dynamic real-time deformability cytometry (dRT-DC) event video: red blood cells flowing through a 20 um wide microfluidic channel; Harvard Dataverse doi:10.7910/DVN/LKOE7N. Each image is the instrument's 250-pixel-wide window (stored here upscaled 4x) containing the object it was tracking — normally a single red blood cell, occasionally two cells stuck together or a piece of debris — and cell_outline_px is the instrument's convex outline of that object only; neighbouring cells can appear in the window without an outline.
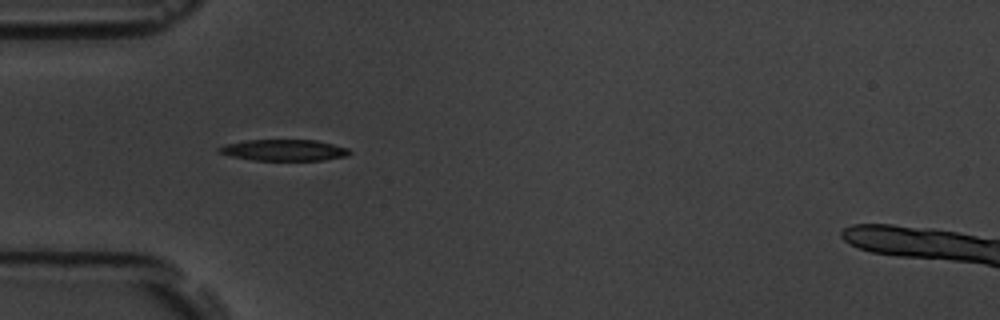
{"species": "common noctule bat (a hibernating species)", "species_latin": "Nyctalus noctula", "temperature_condition": "room temperature", "stored_images_in_passage": 6, "camera_frame_rate_fps": 3000, "um_per_image_px": 0.085, "animal": {"sex": "male", "body_mass_g": 19.5, "forearm_length_mm": 54.6}, "frame": {"image": 1, "passage_image": 5, "time_ms": 4.667, "image_size_px": [1000, 320], "cell_outline_px": [[352, 152], [348, 156], [324, 160], [252, 160], [232, 156], [216, 152], [216, 148], [224, 144], [244, 140], [316, 140], [348, 148]], "centroid_in_image_um": [24.11, 12.76], "position_along_channel_um": 60.9, "area_um2": 16.3}}
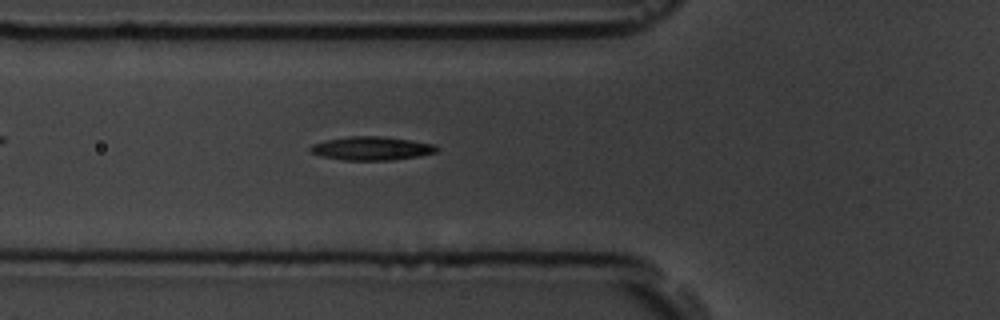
{"frame": {"image": 2, "passage_image": 6, "time_ms": 5.667, "image_size_px": [1000, 320], "cell_outline_px": [[440, 148], [436, 152], [420, 156], [392, 160], [344, 160], [320, 156], [312, 152], [308, 148], [312, 144], [324, 140], [348, 136], [384, 136], [436, 144]], "centroid_in_image_um": [31.6, 12.6], "position_along_channel_um": 94.2, "area_um2": 17.57}}